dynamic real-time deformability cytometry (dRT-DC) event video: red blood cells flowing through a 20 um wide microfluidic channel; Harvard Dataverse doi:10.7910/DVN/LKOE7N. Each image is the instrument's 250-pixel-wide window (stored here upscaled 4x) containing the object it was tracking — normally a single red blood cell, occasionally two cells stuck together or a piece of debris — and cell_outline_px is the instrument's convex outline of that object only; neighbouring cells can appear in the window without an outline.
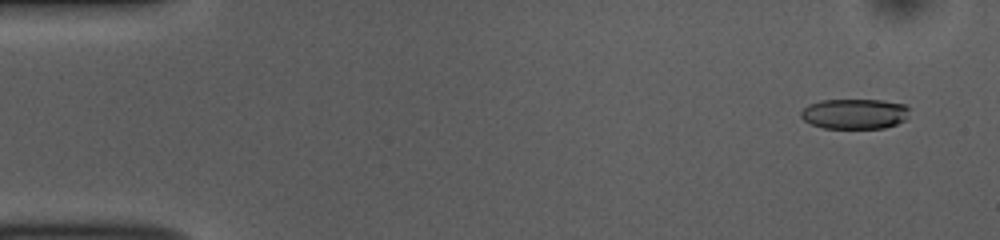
{"species": "common noctule bat (a hibernating species)", "species_latin": "Nyctalus noctula", "temperature_condition": "room temperature", "stored_images_in_passage": 54, "camera_frame_rate_fps": 3000, "um_per_image_px": 0.085, "animal": {"sex": "female", "body_mass_g": 10.0, "forearm_length_mm": 53.1}, "frame": {"image": 1, "passage_image": 4, "time_ms": 1.0, "image_size_px": [1000, 240], "cell_outline_px": [[908, 116], [904, 120], [896, 124], [884, 128], [824, 128], [812, 124], [804, 120], [800, 116], [800, 112], [808, 104], [820, 100], [880, 100], [904, 104], [908, 108]], "centroid_in_image_um": [72.62, 9.67], "position_along_channel_um": 12.4, "area_um2": 19.07}}
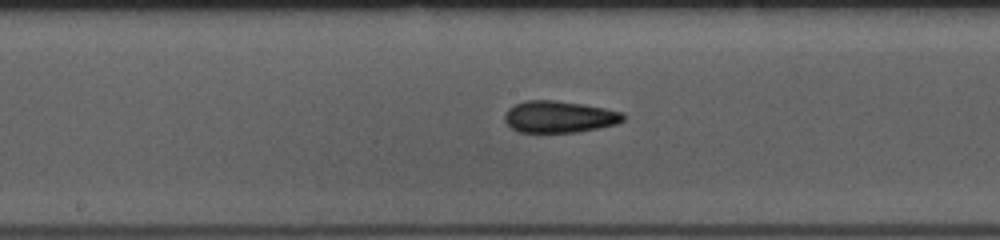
{"frame": {"image": 2, "passage_image": 28, "time_ms": 9.0, "image_size_px": [1000, 240], "cell_outline_px": [[624, 120], [616, 124], [576, 132], [520, 132], [512, 128], [504, 120], [504, 116], [508, 108], [524, 100], [552, 100], [584, 104], [624, 112]], "centroid_in_image_um": [47.53, 9.92], "position_along_channel_um": 200.7, "area_um2": 21.85}}
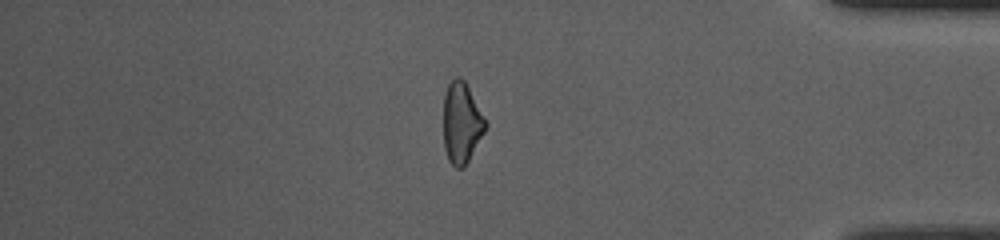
{"frame": {"image": 3, "passage_image": 46, "time_ms": 15.0, "image_size_px": [1000, 240], "cell_outline_px": [[488, 124], [484, 132], [464, 168], [456, 168], [448, 160], [444, 148], [444, 96], [448, 84], [456, 76], [460, 76], [464, 80]], "centroid_in_image_um": [39.22, 10.45], "position_along_channel_um": 396.0, "area_um2": 19.65}, "authors_computed_cell_mechanics": {"area_um2": 20.808, "velocity_mm_per_s": 3.7664, "shape_relaxation_time_tau1_ms": 5.0031, "shape_relaxation_time_tau2_ms": 4.8673, "deformation_change_tau1": 0.141, "deformation_change_tau2": 0.1425}}